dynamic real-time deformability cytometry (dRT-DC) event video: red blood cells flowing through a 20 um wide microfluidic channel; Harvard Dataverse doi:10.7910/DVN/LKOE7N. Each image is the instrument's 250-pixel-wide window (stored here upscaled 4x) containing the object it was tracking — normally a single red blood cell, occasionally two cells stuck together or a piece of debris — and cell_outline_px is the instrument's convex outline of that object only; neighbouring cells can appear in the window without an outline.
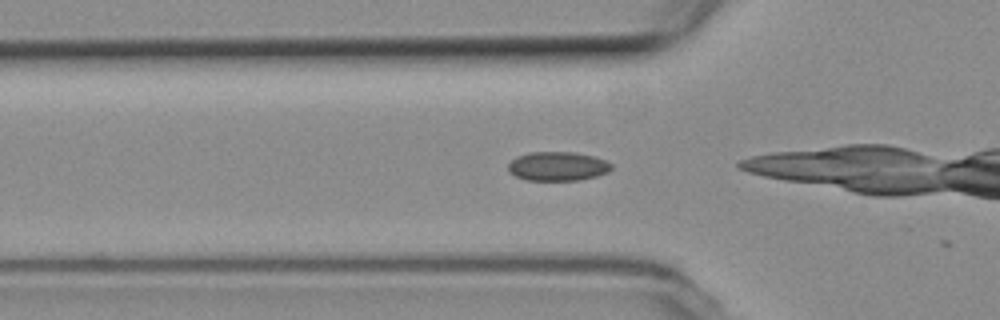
{"species": "common noctule bat (a hibernating species)", "species_latin": "Nyctalus noctula", "temperature_condition": "room temperature", "stored_images_in_passage": 27, "camera_frame_rate_fps": 3000, "um_per_image_px": 0.085, "animal": {"sex": "female", "body_mass_g": 19.3, "forearm_length_mm": 54.1}, "frame": {"image": 1, "passage_image": 2, "time_ms": 0.333, "image_size_px": [1000, 320], "cell_outline_px": [[612, 168], [608, 172], [596, 176], [580, 180], [524, 180], [508, 172], [508, 164], [516, 156], [528, 152], [572, 152], [592, 156], [604, 160], [612, 164]], "centroid_in_image_um": [47.37, 14.13], "position_along_channel_um": 78.4, "area_um2": 17.51}}
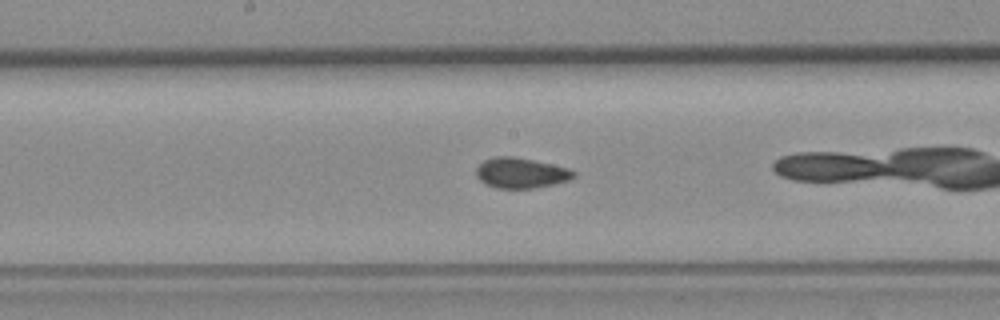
{"frame": {"image": 2, "passage_image": 12, "time_ms": 3.667, "image_size_px": [1000, 320], "cell_outline_px": [[576, 176], [572, 180], [556, 184], [532, 188], [496, 188], [484, 184], [476, 176], [476, 168], [484, 160], [496, 156], [512, 156], [532, 160], [568, 168], [576, 172]], "centroid_in_image_um": [44.29, 14.71], "position_along_channel_um": 203.9, "area_um2": 17.34}}
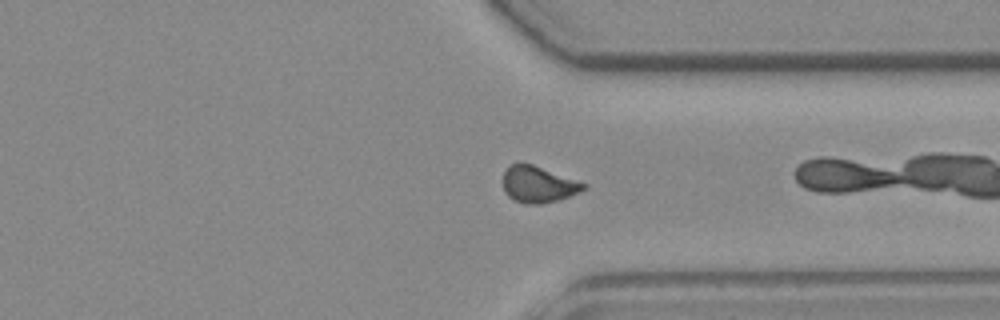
{"frame": {"image": 3, "passage_image": 25, "time_ms": 8.0, "image_size_px": [1000, 320], "cell_outline_px": [[588, 184], [580, 192], [560, 200], [540, 204], [524, 204], [508, 196], [504, 192], [504, 172], [512, 164], [520, 160], [532, 164]], "centroid_in_image_um": [45.75, 15.66], "position_along_channel_um": 365.6, "area_um2": 17.17}}